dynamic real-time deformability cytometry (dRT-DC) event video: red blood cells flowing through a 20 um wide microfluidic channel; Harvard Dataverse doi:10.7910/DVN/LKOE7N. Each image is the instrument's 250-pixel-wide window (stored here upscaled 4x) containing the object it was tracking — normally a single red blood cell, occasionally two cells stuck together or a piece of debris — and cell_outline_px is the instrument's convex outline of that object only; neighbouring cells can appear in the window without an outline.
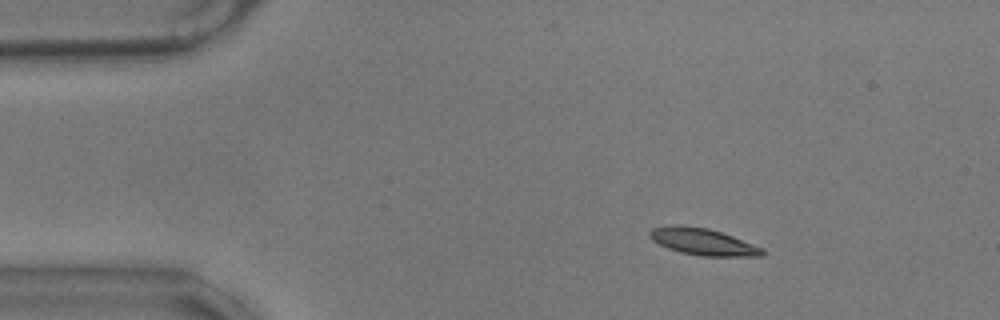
{"species": "common noctule bat (a hibernating species)", "species_latin": "Nyctalus noctula", "temperature_condition": "warm", "stored_images_in_passage": 58, "camera_frame_rate_fps": 3000, "um_per_image_px": 0.085, "animal": {"sex": "male", "body_mass_g": 17.9}, "frame": {"image": 1, "passage_image": 8, "time_ms": 2.333, "image_size_px": [1000, 320], "cell_outline_px": [[764, 256], [704, 256], [680, 252], [668, 248], [652, 240], [648, 236], [648, 232], [652, 228], [668, 224], [680, 224], [708, 228], [732, 236], [764, 248]], "centroid_in_image_um": [59.71, 20.53], "position_along_channel_um": 25.3, "area_um2": 17.69}}
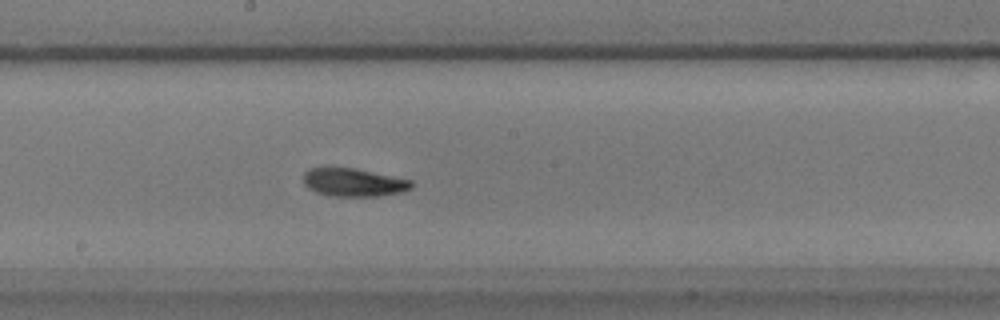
{"frame": {"image": 2, "passage_image": 30, "time_ms": 9.667, "image_size_px": [1000, 320], "cell_outline_px": [[412, 188], [400, 192], [380, 196], [328, 196], [316, 192], [308, 188], [304, 184], [304, 172], [308, 168], [332, 164], [356, 168], [412, 180]], "centroid_in_image_um": [29.98, 15.45], "position_along_channel_um": 218.2, "area_um2": 18.44}}
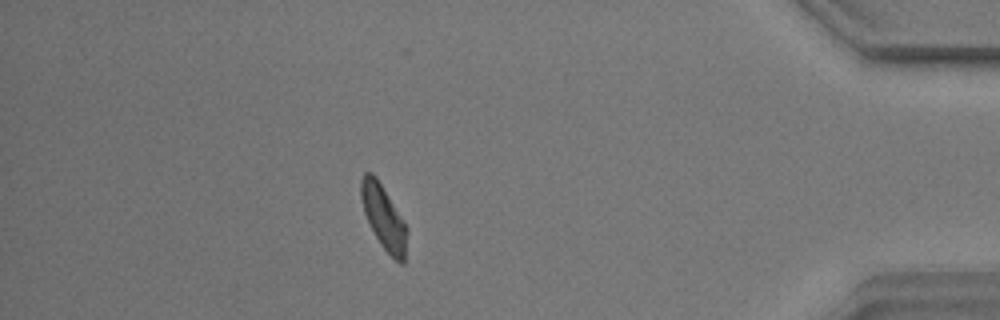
{"frame": {"image": 3, "passage_image": 50, "time_ms": 16.333, "image_size_px": [1000, 320], "cell_outline_px": [[408, 232], [404, 264], [400, 264], [380, 244], [364, 212], [360, 196], [360, 180], [364, 172], [372, 172], [376, 176], [408, 228]], "centroid_in_image_um": [32.61, 18.45], "position_along_channel_um": 402.6, "area_um2": 16.99}, "authors_computed_cell_mechanics": {"area_um2": 17.34, "velocity_mm_per_s": 3.4663, "shape_relaxation_time_tau1_ms": 4.5499, "shape_relaxation_time_tau2_ms": 4.3556, "deformation_change_tau1": 0.1276, "deformation_change_tau2": 0.0993}}